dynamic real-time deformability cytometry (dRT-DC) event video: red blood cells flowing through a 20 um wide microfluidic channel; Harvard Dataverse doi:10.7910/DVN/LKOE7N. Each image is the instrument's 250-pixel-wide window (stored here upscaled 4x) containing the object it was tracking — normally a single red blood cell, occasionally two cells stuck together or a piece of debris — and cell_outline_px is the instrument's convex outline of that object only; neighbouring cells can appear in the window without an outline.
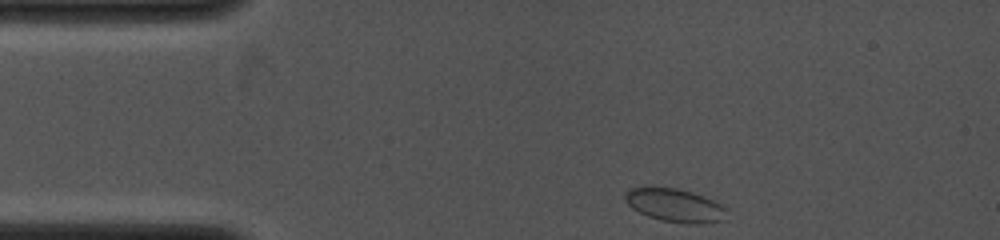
{"species": "common noctule bat (a hibernating species)", "species_latin": "Nyctalus noctula", "temperature_condition": "cold", "stored_images_in_passage": 5, "camera_frame_rate_fps": 4000, "um_per_image_px": 0.085, "animal": {"sex": "female", "body_mass_g": 19.0, "forearm_length_mm": 53.3}, "frame": {"image": 1, "passage_image": 1, "time_ms": 0.0, "image_size_px": [1000, 240], "cell_outline_px": [[728, 208], [724, 220], [704, 224], [688, 224], [660, 220], [648, 216], [632, 208], [624, 200], [624, 192], [628, 188], [644, 184], [676, 188], [692, 192], [704, 196]], "centroid_in_image_um": [57.31, 17.41], "position_along_channel_um": 27.7, "area_um2": 20.46}}
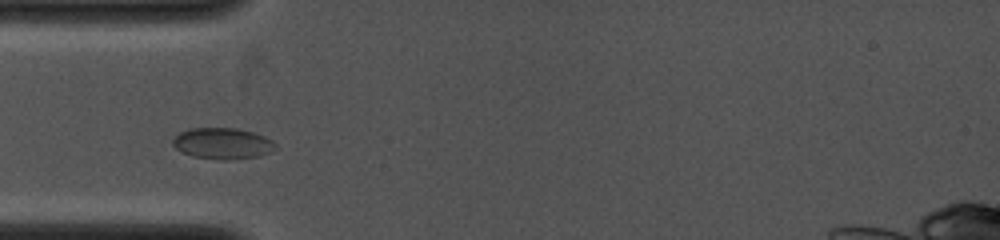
{"frame": {"image": 2, "passage_image": 4, "time_ms": 2.0, "image_size_px": [1000, 240], "cell_outline_px": [[276, 148], [272, 152], [260, 156], [228, 160], [224, 160], [192, 156], [180, 152], [172, 144], [172, 140], [180, 132], [188, 128], [236, 128], [252, 132], [264, 136], [272, 140], [276, 144]], "centroid_in_image_um": [18.92, 12.2], "position_along_channel_um": 66.1, "area_um2": 18.79}}
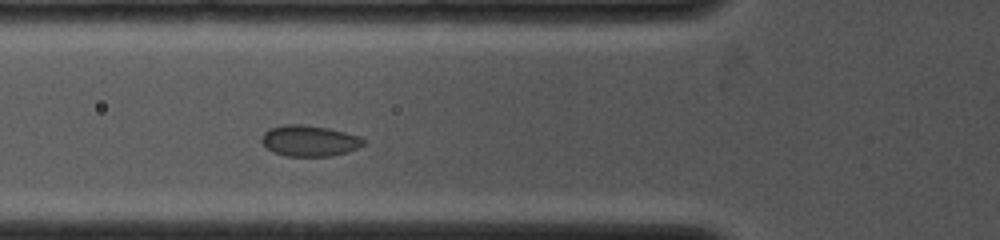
{"frame": {"image": 3, "passage_image": 5, "time_ms": 2.75, "image_size_px": [1000, 240], "cell_outline_px": [[364, 144], [348, 152], [328, 156], [284, 156], [272, 152], [260, 140], [264, 132], [268, 128], [284, 124], [304, 124], [328, 128], [360, 136], [364, 140]], "centroid_in_image_um": [26.26, 11.96], "position_along_channel_um": 99.5, "area_um2": 18.44}}